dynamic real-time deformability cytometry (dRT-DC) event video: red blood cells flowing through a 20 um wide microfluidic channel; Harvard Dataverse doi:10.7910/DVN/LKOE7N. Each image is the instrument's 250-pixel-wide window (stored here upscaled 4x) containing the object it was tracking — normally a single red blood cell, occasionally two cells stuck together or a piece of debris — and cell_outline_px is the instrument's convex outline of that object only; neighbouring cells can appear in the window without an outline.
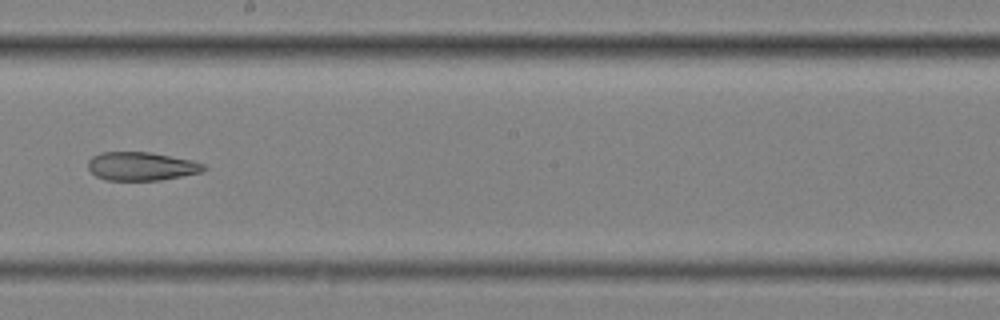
{"species": "common noctule bat (a hibernating species)", "species_latin": "Nyctalus noctula", "temperature_condition": "cold", "stored_images_in_passage": 15, "camera_frame_rate_fps": 3000, "um_per_image_px": 0.085, "animal": {"sex": "female", "body_mass_g": 25.1}, "frame": {"image": 1, "passage_image": 9, "time_ms": 2.667, "image_size_px": [1000, 320], "cell_outline_px": [[208, 168], [200, 172], [160, 180], [104, 180], [96, 176], [88, 168], [88, 160], [92, 156], [100, 152], [148, 152], [192, 160], [204, 164]], "centroid_in_image_um": [11.99, 14.13], "position_along_channel_um": 236.2, "area_um2": 19.13}}